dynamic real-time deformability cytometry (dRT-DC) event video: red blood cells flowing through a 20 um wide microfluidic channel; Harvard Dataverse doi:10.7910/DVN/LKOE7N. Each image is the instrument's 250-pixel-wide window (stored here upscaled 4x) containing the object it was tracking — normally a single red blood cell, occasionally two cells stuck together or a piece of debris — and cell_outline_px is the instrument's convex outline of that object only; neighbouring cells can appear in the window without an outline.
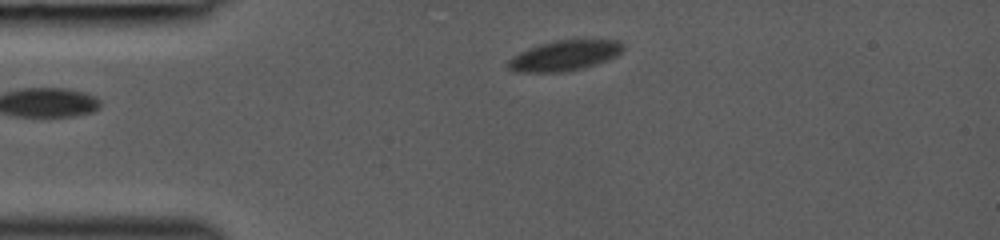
{"species": "common noctule bat (a hibernating species)", "species_latin": "Nyctalus noctula", "temperature_condition": "room temperature", "stored_images_in_passage": 37, "camera_frame_rate_fps": 3000, "um_per_image_px": 0.085, "animal": {"sex": "female", "body_mass_g": 19.0, "forearm_length_mm": 53.3}, "frame": {"image": 1, "passage_image": 1, "time_ms": 0.0, "image_size_px": [1000, 240], "cell_outline_px": [[624, 48], [616, 56], [608, 60], [580, 68], [564, 72], [516, 72], [508, 68], [508, 60], [512, 56], [528, 48], [552, 40], [616, 40], [624, 44]], "centroid_in_image_um": [47.96, 4.72], "position_along_channel_um": 37.0, "area_um2": 20.17}}
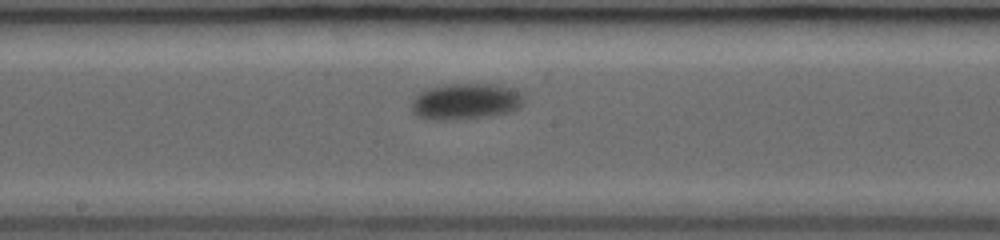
{"frame": {"image": 2, "passage_image": 16, "time_ms": 5.0, "image_size_px": [1000, 240], "cell_outline_px": [[524, 100], [520, 108], [512, 112], [492, 116], [452, 120], [428, 120], [416, 116], [412, 112], [412, 100], [420, 92], [428, 88], [452, 84], [492, 84], [508, 88], [520, 92], [524, 96]], "centroid_in_image_um": [39.58, 8.65], "position_along_channel_um": 208.6, "area_um2": 23.87}}
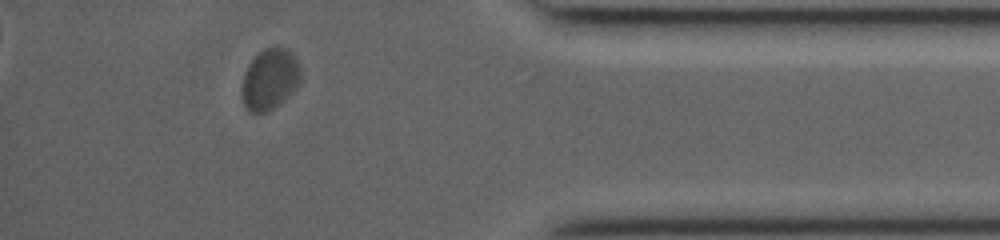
{"frame": {"image": 3, "passage_image": 32, "time_ms": 10.333, "image_size_px": [1000, 240], "cell_outline_px": [[300, 80], [296, 88], [280, 104], [268, 112], [248, 112], [244, 108], [240, 92], [240, 88], [244, 72], [248, 64], [264, 48], [272, 44], [280, 44], [288, 48], [292, 52], [300, 64]], "centroid_in_image_um": [22.92, 6.7], "position_along_channel_um": 412.3, "area_um2": 21.73}}